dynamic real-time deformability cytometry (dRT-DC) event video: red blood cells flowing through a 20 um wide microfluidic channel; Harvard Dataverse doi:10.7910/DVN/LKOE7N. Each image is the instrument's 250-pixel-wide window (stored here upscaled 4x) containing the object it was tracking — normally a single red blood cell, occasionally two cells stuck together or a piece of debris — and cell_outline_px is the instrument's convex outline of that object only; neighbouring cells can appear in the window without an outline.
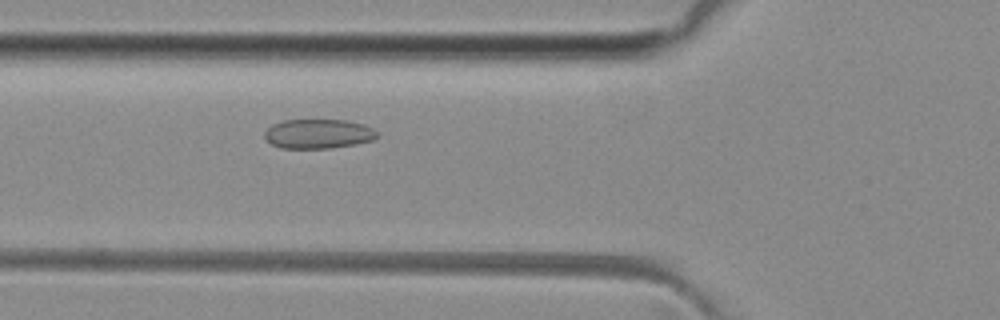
{"species": "common noctule bat (a hibernating species)", "species_latin": "Nyctalus noctula", "temperature_condition": "room temperature", "stored_images_in_passage": 50, "camera_frame_rate_fps": 3000, "um_per_image_px": 0.085, "animal": {"sex": "female", "body_mass_g": 29.2, "forearm_length_mm": 56.3}, "frame": {"image": 1, "passage_image": 18, "time_ms": 5.667, "image_size_px": [1000, 320], "cell_outline_px": [[380, 136], [372, 140], [356, 144], [332, 148], [280, 148], [272, 144], [264, 136], [264, 132], [272, 124], [284, 120], [348, 120], [364, 124], [372, 128]], "centroid_in_image_um": [27.07, 11.37], "position_along_channel_um": 98.7, "area_um2": 19.36}}
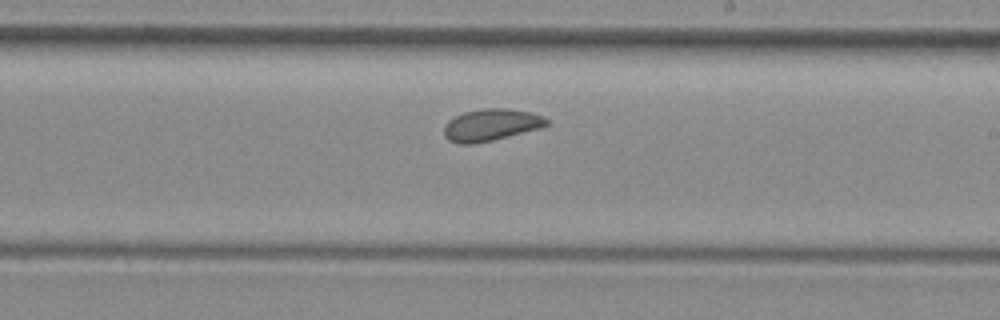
{"frame": {"image": 2, "passage_image": 29, "time_ms": 9.333, "image_size_px": [1000, 320], "cell_outline_px": [[548, 124], [540, 128], [492, 140], [472, 144], [460, 144], [448, 140], [444, 136], [444, 124], [448, 120], [464, 112], [484, 108], [504, 108], [528, 112], [544, 116], [548, 120]], "centroid_in_image_um": [41.7, 10.62], "position_along_channel_um": 247.3, "area_um2": 18.96}}
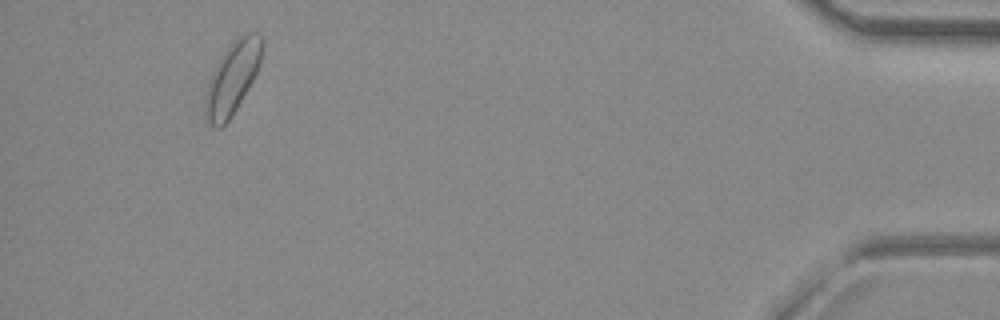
{"frame": {"image": 3, "passage_image": 47, "time_ms": 15.333, "image_size_px": [1000, 320], "cell_outline_px": [[264, 40], [260, 64], [248, 88], [232, 116], [220, 128], [216, 128], [208, 120], [204, 112], [204, 96], [212, 72], [220, 56], [236, 36], [248, 28], [260, 32]], "centroid_in_image_um": [19.78, 6.51], "position_along_channel_um": 415.4, "area_um2": 24.39}, "authors_computed_cell_mechanics": {"area_um2": 19.9121, "velocity_mm_per_s": 4.0426, "shape_relaxation_time_tau1_ms": 3.2451, "shape_relaxation_time_tau2_ms": 2.0736, "deformation_change_tau1": 0.0472, "deformation_change_tau2": 0.0809}}